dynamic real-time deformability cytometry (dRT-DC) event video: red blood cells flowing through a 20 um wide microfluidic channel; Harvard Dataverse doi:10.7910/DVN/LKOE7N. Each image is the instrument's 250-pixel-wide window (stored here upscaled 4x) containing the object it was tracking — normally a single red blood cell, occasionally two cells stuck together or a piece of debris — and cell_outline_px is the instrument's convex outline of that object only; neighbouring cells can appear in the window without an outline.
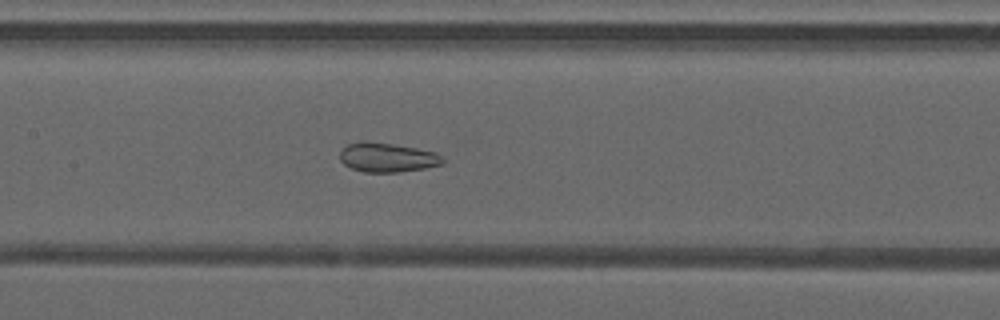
{"species": "common noctule bat (a hibernating species)", "species_latin": "Nyctalus noctula", "temperature_condition": "warm", "stored_images_in_passage": 36, "camera_frame_rate_fps": 3000, "um_per_image_px": 0.085, "animal": {"sex": "male", "forearm_length_mm": 52.5}, "frame": {"image": 1, "passage_image": 23, "time_ms": 7.333, "image_size_px": [1000, 320], "cell_outline_px": [[444, 164], [424, 168], [400, 172], [364, 172], [352, 168], [344, 164], [340, 160], [340, 152], [348, 144], [360, 140], [364, 140], [392, 144], [416, 148], [436, 152], [444, 156]], "centroid_in_image_um": [32.94, 13.37], "position_along_channel_um": 174.5, "area_um2": 17.69}}
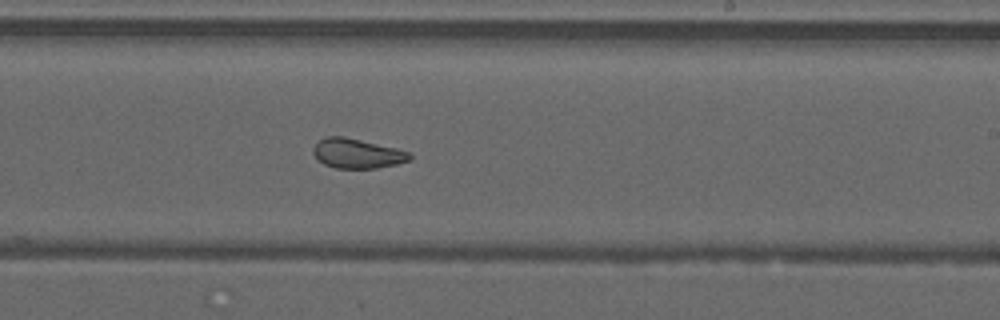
{"frame": {"image": 2, "passage_image": 29, "time_ms": 9.333, "image_size_px": [1000, 320], "cell_outline_px": [[412, 160], [396, 164], [376, 168], [336, 168], [324, 164], [312, 152], [312, 148], [320, 140], [328, 136], [344, 136], [396, 148], [408, 152], [412, 156]], "centroid_in_image_um": [30.37, 13.04], "position_along_channel_um": 258.6, "area_um2": 16.53}}
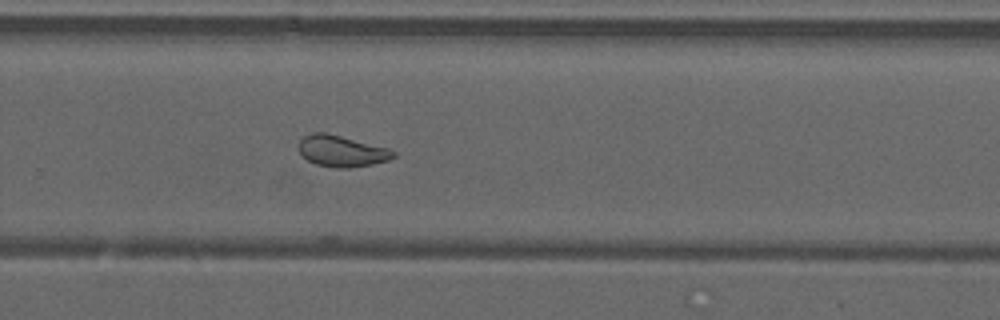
{"frame": {"image": 3, "passage_image": 32, "time_ms": 10.333, "image_size_px": [1000, 320], "cell_outline_px": [[396, 156], [388, 160], [372, 164], [348, 168], [336, 168], [316, 164], [300, 156], [300, 140], [304, 136], [312, 132], [324, 132], [388, 148], [396, 152]], "centroid_in_image_um": [29.03, 12.85], "position_along_channel_um": 300.8, "area_um2": 17.11}}